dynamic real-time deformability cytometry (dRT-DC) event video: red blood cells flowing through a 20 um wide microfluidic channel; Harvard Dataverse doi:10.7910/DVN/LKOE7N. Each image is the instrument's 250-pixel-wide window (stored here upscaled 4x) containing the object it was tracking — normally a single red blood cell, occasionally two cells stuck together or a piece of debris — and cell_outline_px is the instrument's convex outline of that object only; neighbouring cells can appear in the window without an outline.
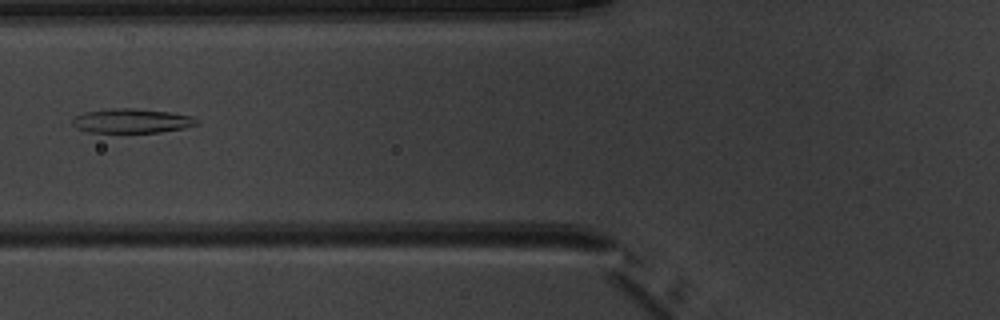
{"species": "common noctule bat (a hibernating species)", "species_latin": "Nyctalus noctula", "temperature_condition": "warm", "stored_images_in_passage": 5, "camera_frame_rate_fps": 3000, "um_per_image_px": 0.085, "animal": {"sex": "male", "body_mass_g": 20.1, "forearm_length_mm": 53.5}, "frame": {"image": 1, "passage_image": 5, "time_ms": 4.667, "image_size_px": [1000, 320], "cell_outline_px": [[200, 124], [184, 128], [160, 132], [88, 132], [76, 128], [72, 124], [72, 120], [76, 116], [84, 112], [112, 108], [132, 108], [172, 112], [188, 116], [200, 120]], "centroid_in_image_um": [11.21, 10.27], "position_along_channel_um": 114.6, "area_um2": 17.63}}